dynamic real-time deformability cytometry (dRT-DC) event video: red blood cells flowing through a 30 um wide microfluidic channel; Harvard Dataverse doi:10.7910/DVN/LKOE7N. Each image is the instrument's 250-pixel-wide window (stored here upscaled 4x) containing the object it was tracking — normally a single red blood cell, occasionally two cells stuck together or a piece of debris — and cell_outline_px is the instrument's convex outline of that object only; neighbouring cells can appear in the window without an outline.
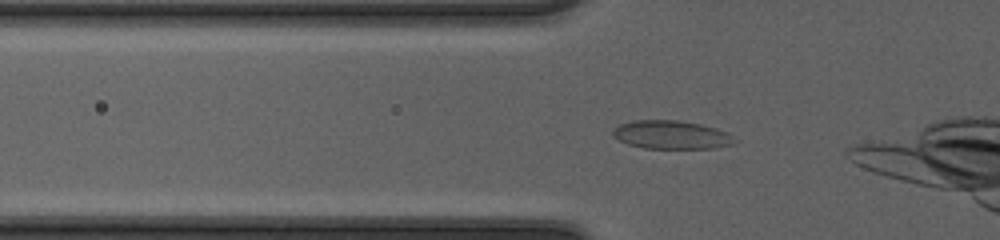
{"species": "common noctule bat (a hibernating species)", "species_latin": "Nyctalus noctula", "temperature_condition": "cold", "stored_images_in_passage": 7, "camera_frame_rate_fps": 3000, "um_per_image_px": 0.085, "animal": {"sex": "female", "body_mass_g": 20.0, "forearm_length_mm": 54.0}, "frame": {"image": 1, "passage_image": 2, "time_ms": 0.333, "image_size_px": [1000, 240], "cell_outline_px": [[736, 140], [732, 144], [712, 148], [644, 148], [628, 144], [612, 136], [612, 132], [620, 124], [632, 120], [676, 120], [700, 124], [716, 128], [728, 132]], "centroid_in_image_um": [57.06, 11.45], "position_along_channel_um": 68.7, "area_um2": 20.0}}
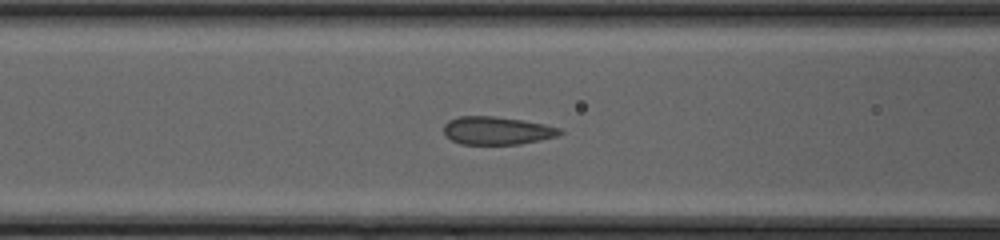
{"frame": {"image": 2, "passage_image": 6, "time_ms": 1.667, "image_size_px": [1000, 240], "cell_outline_px": [[564, 132], [556, 136], [540, 140], [520, 144], [460, 144], [444, 136], [444, 124], [448, 120], [460, 116], [496, 116], [544, 124], [560, 128]], "centroid_in_image_um": [42.21, 11.1], "position_along_channel_um": 124.4, "area_um2": 18.96}}